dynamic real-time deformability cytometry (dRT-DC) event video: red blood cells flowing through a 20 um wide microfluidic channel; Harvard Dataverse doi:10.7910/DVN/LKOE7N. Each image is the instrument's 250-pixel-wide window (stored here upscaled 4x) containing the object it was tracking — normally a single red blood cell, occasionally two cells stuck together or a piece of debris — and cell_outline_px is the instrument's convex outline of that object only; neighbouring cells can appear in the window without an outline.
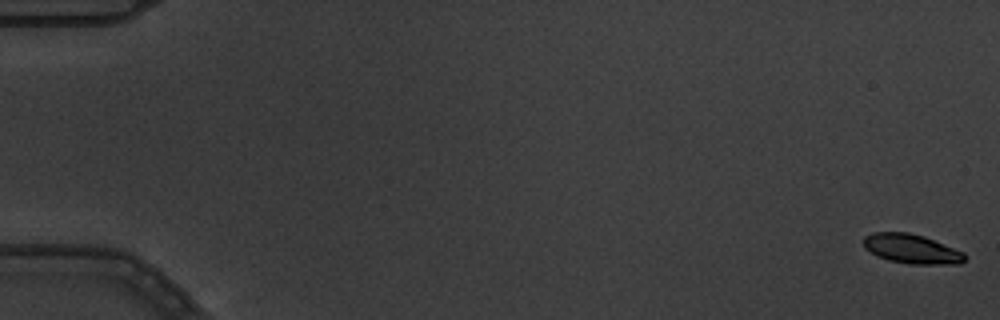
{"species": "common noctule bat (a hibernating species)", "species_latin": "Nyctalus noctula", "temperature_condition": "warm", "stored_images_in_passage": 6, "segment_of_instrument_passage": [2, 2], "camera_frame_rate_fps": 3000, "um_per_image_px": 0.085, "animal": {"sex": "male", "body_mass_g": 19.5, "forearm_length_mm": 54.6}, "frame": {"image": 1, "passage_image": 6, "time_ms": 1.667, "image_size_px": [1000, 320], "cell_outline_px": [[964, 260], [960, 264], [912, 264], [888, 260], [876, 256], [864, 248], [864, 236], [872, 232], [908, 232], [924, 236], [964, 252]], "centroid_in_image_um": [77.45, 21.15], "position_along_channel_um": 7.5, "area_um2": 17.34}}